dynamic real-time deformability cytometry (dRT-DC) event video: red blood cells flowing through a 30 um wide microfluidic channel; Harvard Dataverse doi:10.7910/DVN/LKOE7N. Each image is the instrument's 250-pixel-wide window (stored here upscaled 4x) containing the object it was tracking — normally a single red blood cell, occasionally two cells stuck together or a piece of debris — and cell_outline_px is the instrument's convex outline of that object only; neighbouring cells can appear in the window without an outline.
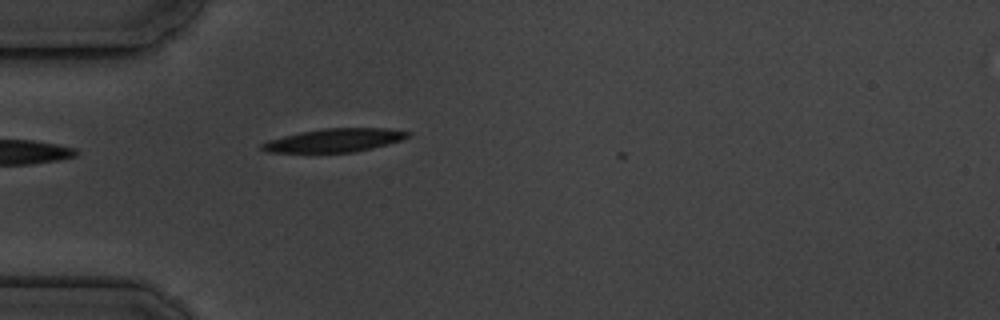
{"species": "common noctule bat (a hibernating species)", "species_latin": "Nyctalus noctula", "temperature_condition": "cold", "stored_images_in_passage": 3, "camera_frame_rate_fps": 3000, "um_per_image_px": 0.085, "animal": {"sex": "male", "body_mass_g": 19.5, "forearm_length_mm": 54.6}, "frame": {"image": 1, "passage_image": 2, "time_ms": 1.333, "image_size_px": [1000, 320], "cell_outline_px": [[412, 136], [388, 144], [372, 148], [352, 152], [268, 152], [260, 148], [260, 144], [268, 140], [300, 132], [324, 128], [388, 128], [412, 132]], "centroid_in_image_um": [28.47, 11.91], "position_along_channel_um": 56.5, "area_um2": 19.83}}